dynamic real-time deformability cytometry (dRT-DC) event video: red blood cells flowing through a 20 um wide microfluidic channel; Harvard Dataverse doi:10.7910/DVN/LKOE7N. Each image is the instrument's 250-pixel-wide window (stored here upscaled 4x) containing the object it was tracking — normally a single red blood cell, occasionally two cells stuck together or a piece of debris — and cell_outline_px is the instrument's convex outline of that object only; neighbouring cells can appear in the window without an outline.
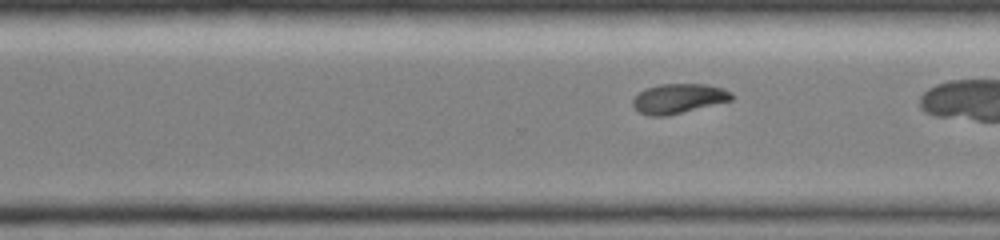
{"species": "common noctule bat (a hibernating species)", "species_latin": "Nyctalus noctula", "temperature_condition": "room temperature", "stored_images_in_passage": 22, "camera_frame_rate_fps": 3000, "um_per_image_px": 0.085, "animal": {"sex": "female", "body_mass_g": 19.0, "forearm_length_mm": 51.5}, "frame": {"image": 1, "passage_image": 17, "time_ms": 8.0, "image_size_px": [1000, 240], "cell_outline_px": [[736, 96], [732, 100], [668, 116], [648, 116], [640, 112], [632, 104], [632, 100], [644, 88], [660, 84], [704, 84], [724, 88], [732, 92]], "centroid_in_image_um": [57.71, 8.37], "position_along_channel_um": 312.9, "area_um2": 17.22}}